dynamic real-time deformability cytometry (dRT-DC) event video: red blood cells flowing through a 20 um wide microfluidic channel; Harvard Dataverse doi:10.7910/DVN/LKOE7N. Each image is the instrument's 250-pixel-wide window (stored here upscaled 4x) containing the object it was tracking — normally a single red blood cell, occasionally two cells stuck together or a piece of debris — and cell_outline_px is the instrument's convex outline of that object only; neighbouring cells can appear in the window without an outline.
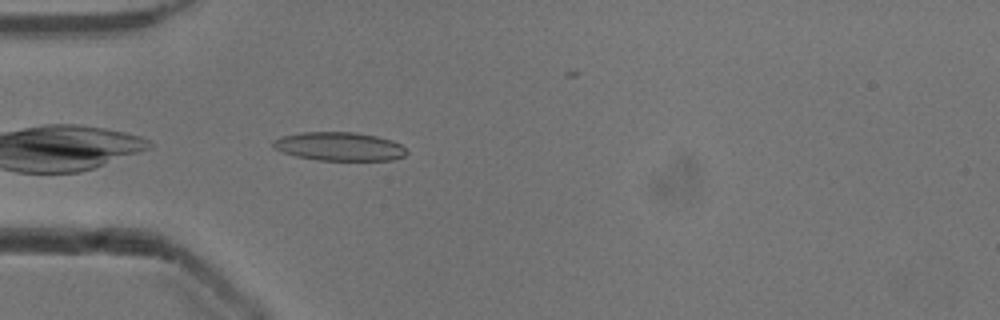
{"species": "common noctule bat (a hibernating species)", "species_latin": "Nyctalus noctula", "temperature_condition": "cold", "stored_images_in_passage": 1, "camera_frame_rate_fps": 3000, "um_per_image_px": 0.085, "animal": {"sex": "male", "body_mass_g": 13.3}, "frame": {"image": 1, "passage_image": 1, "time_ms": 0.0, "image_size_px": [1000, 320], "cell_outline_px": [[408, 152], [404, 156], [392, 160], [316, 160], [296, 156], [284, 152], [276, 148], [272, 144], [272, 140], [280, 136], [300, 132], [356, 132], [376, 136], [392, 140], [400, 144]], "centroid_in_image_um": [28.83, 12.44], "position_along_channel_um": 56.2, "area_um2": 22.25}}